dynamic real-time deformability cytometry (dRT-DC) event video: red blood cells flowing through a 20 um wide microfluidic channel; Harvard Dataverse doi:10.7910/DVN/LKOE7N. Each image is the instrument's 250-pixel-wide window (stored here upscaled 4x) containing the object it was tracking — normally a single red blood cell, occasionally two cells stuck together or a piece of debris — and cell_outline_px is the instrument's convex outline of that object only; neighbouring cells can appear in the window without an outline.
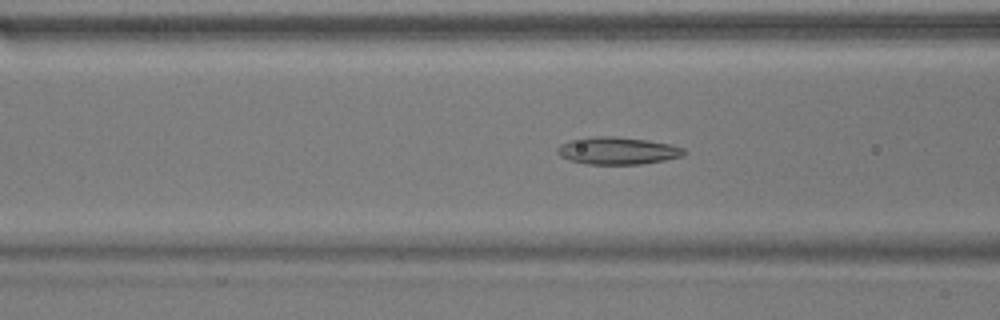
{"species": "common noctule bat (a hibernating species)", "species_latin": "Nyctalus noctula", "temperature_condition": "warm", "stored_images_in_passage": 43, "camera_frame_rate_fps": 3000, "um_per_image_px": 0.085, "animal": {"sex": "male", "body_mass_g": 17.9}, "frame": {"image": 1, "passage_image": 10, "time_ms": 3.0, "image_size_px": [1000, 320], "cell_outline_px": [[688, 152], [684, 156], [664, 160], [640, 164], [588, 164], [568, 160], [560, 156], [556, 152], [556, 148], [560, 144], [572, 140], [596, 136], [616, 136], [644, 140], [668, 144], [684, 148]], "centroid_in_image_um": [52.48, 12.82], "position_along_channel_um": 114.1, "area_um2": 20.11}}
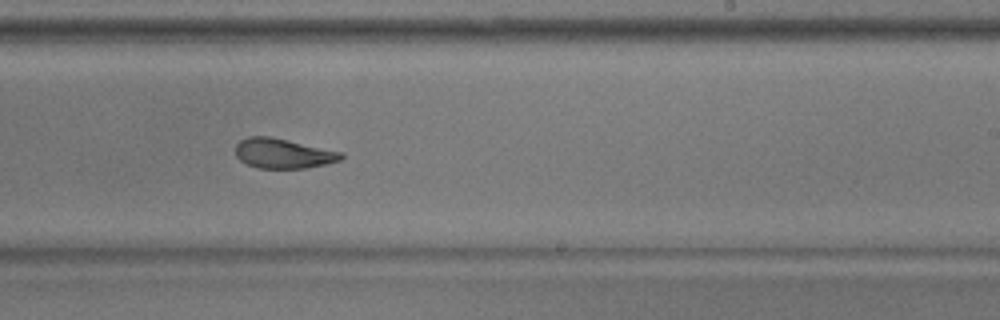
{"frame": {"image": 2, "passage_image": 22, "time_ms": 7.0, "image_size_px": [1000, 320], "cell_outline_px": [[344, 156], [340, 160], [324, 164], [304, 168], [256, 168], [240, 160], [236, 156], [236, 144], [240, 140], [248, 136], [268, 136], [344, 152]], "centroid_in_image_um": [24.05, 13.04], "position_along_channel_um": 264.9, "area_um2": 18.26}}
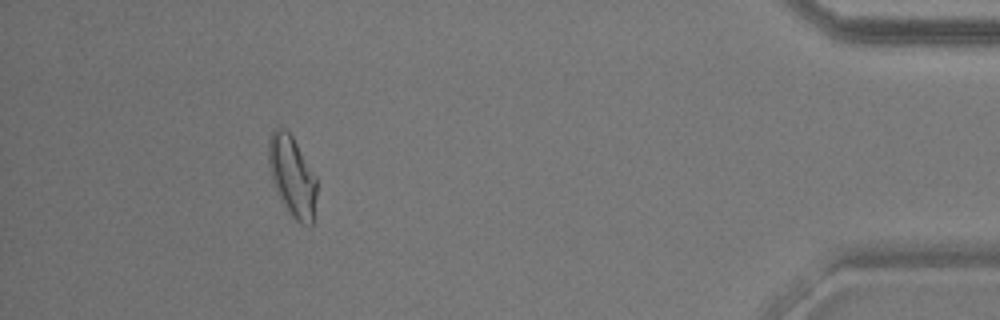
{"frame": {"image": 3, "passage_image": 38, "time_ms": 12.333, "image_size_px": [1000, 320], "cell_outline_px": [[316, 196], [312, 224], [300, 224], [292, 216], [284, 204], [272, 180], [268, 164], [268, 140], [272, 128], [284, 128], [292, 136], [316, 176]], "centroid_in_image_um": [24.82, 14.93], "position_along_channel_um": 410.4, "area_um2": 22.31}, "authors_computed_cell_mechanics": {"area_um2": 20.1144, "velocity_mm_per_s": 3.7773, "shape_relaxation_time_tau1_ms": 9.2151, "shape_relaxation_time_tau2_ms": 1.9543, "deformation_change_tau1": 0.2165, "deformation_change_tau2": 0.0964}}